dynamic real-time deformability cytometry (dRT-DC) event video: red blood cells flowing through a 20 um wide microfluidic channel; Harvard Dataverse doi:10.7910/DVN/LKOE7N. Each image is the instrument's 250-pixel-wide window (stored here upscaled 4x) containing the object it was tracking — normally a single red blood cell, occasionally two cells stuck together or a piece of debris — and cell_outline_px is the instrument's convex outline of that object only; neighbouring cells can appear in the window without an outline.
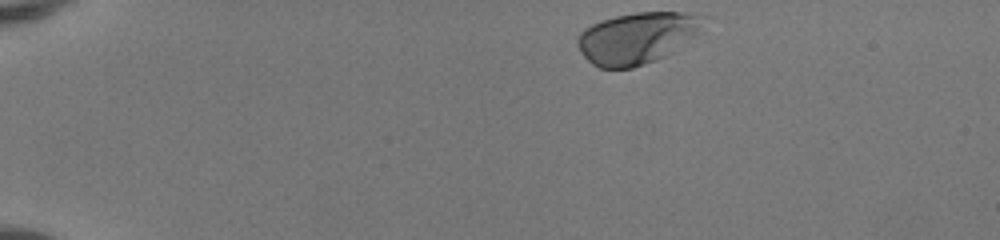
{"species": "human", "species_latin": "Homo sapiens", "temperature_condition": "room temperature", "stored_images_in_passage": 42, "camera_frame_rate_fps": 3000, "um_per_image_px": 0.085, "donor": {"sex": "female"}, "frame": {"image": 1, "passage_image": 1, "time_ms": 0.0, "image_size_px": [1000, 240], "cell_outline_px": [[712, 16], [700, 32], [664, 56], [656, 60], [632, 68], [600, 68], [592, 64], [580, 52], [576, 44], [576, 40], [580, 32], [584, 28], [592, 24], [616, 16], [636, 12], [684, 12]], "centroid_in_image_um": [54.19, 3.2], "position_along_channel_um": 30.8, "area_um2": 38.03}}
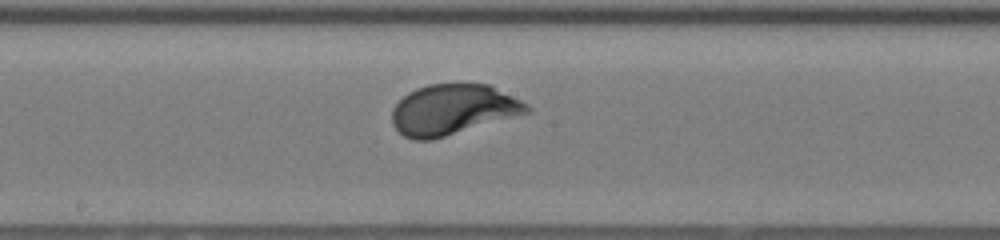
{"frame": {"image": 2, "passage_image": 21, "time_ms": 6.667, "image_size_px": [1000, 240], "cell_outline_px": [[532, 112], [432, 140], [412, 140], [404, 136], [392, 124], [392, 108], [408, 92], [416, 88], [428, 84], [488, 84], [528, 104], [532, 108]], "centroid_in_image_um": [38.5, 9.33], "position_along_channel_um": 209.7, "area_um2": 39.65}}
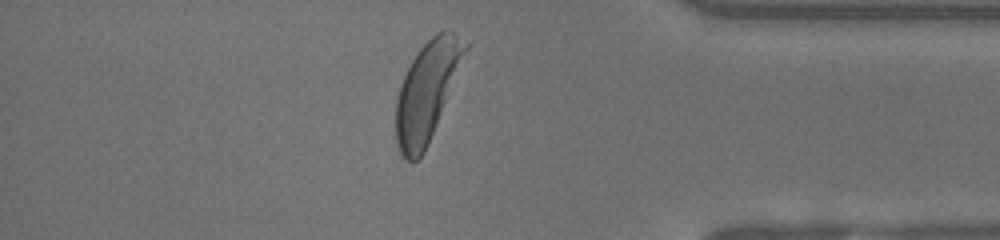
{"frame": {"image": 3, "passage_image": 36, "time_ms": 11.667, "image_size_px": [1000, 240], "cell_outline_px": [[468, 48], [428, 144], [424, 152], [412, 164], [404, 160], [396, 144], [396, 100], [400, 84], [416, 52], [436, 32], [444, 28], [452, 32], [468, 44]], "centroid_in_image_um": [36.26, 7.78], "position_along_channel_um": 398.9, "area_um2": 39.42}, "authors_computed_cell_mechanics": {"area_um2": 39.1595, "velocity_mm_per_s": 4.1281, "shape_relaxation_time_tau1_ms": 1.3443, "shape_relaxation_time_tau2_ms": null, "deformation_change_tau1": 0.1302, "deformation_change_tau2": null}}